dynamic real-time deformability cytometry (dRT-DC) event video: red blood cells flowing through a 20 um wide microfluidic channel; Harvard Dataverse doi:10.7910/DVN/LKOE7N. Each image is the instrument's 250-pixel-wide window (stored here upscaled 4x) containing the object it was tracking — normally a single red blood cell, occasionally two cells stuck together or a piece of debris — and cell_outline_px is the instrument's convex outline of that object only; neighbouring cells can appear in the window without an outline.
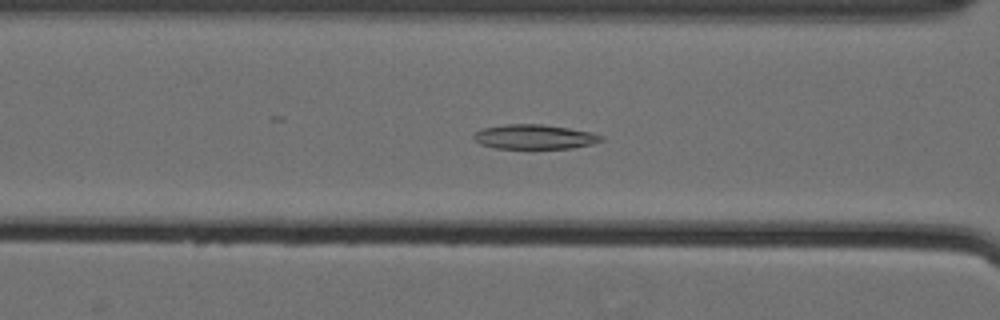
{"species": "Egyptian fruit bat (a non-hibernating species)", "species_latin": "Rousettus aegyptiacus", "temperature_condition": "cold", "stored_images_in_passage": 61, "camera_frame_rate_fps": 3000, "um_per_image_px": 0.085, "animal": {"sex": "female"}, "frame": {"image": 1, "passage_image": 29, "time_ms": 9.333, "image_size_px": [1000, 320], "cell_outline_px": [[604, 140], [592, 144], [572, 148], [492, 148], [480, 144], [472, 136], [480, 128], [504, 124], [540, 124], [568, 128], [592, 132], [604, 136]], "centroid_in_image_um": [45.42, 11.62], "position_along_channel_um": 121.2, "area_um2": 18.32}}
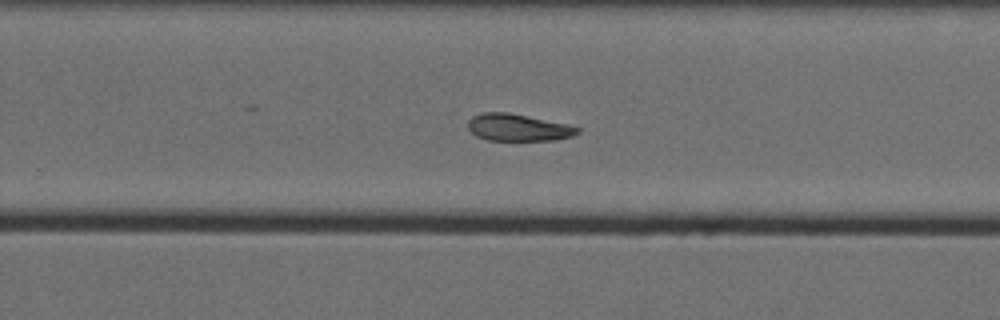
{"frame": {"image": 2, "passage_image": 43, "time_ms": 14.0, "image_size_px": [1000, 320], "cell_outline_px": [[580, 132], [572, 136], [556, 140], [488, 140], [476, 136], [468, 128], [468, 120], [472, 116], [484, 112], [508, 112], [568, 124], [580, 128]], "centroid_in_image_um": [44.04, 10.83], "position_along_channel_um": 285.8, "area_um2": 17.28}}
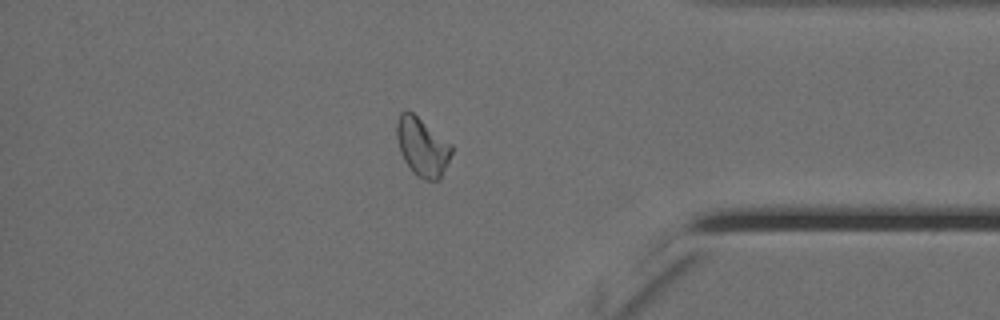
{"frame": {"image": 3, "passage_image": 54, "time_ms": 17.667, "image_size_px": [1000, 320], "cell_outline_px": [[452, 152], [448, 164], [440, 180], [424, 180], [416, 176], [412, 172], [404, 160], [400, 152], [396, 136], [396, 124], [400, 112], [408, 108], [452, 144]], "centroid_in_image_um": [35.89, 12.47], "position_along_channel_um": 399.3, "area_um2": 19.07}}